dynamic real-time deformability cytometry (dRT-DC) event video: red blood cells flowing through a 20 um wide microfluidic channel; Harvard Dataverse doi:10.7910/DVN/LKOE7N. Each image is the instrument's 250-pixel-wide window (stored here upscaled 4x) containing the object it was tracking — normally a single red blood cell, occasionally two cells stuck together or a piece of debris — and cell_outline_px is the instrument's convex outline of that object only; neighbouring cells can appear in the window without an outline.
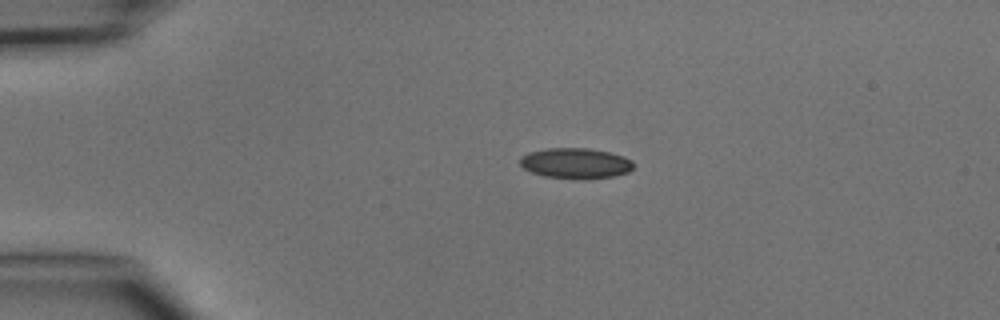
{"species": "common noctule bat (a hibernating species)", "species_latin": "Nyctalus noctula", "temperature_condition": "cold", "stored_images_in_passage": 3, "camera_frame_rate_fps": 3000, "um_per_image_px": 0.085, "animal": {"sex": "male", "body_mass_g": 15.6}, "frame": {"image": 1, "passage_image": 2, "time_ms": 1.333, "image_size_px": [1000, 320], "cell_outline_px": [[632, 168], [628, 172], [612, 176], [584, 180], [544, 176], [532, 172], [524, 168], [520, 164], [520, 156], [528, 152], [548, 148], [588, 148], [612, 152], [624, 156], [632, 160]], "centroid_in_image_um": [48.92, 13.87], "position_along_channel_um": 36.1, "area_um2": 20.35}}